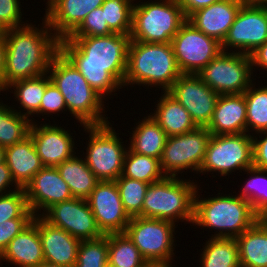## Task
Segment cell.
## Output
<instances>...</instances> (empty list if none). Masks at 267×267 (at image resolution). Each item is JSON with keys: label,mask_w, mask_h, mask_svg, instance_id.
I'll return each instance as SVG.
<instances>
[{"label": "cell", "mask_w": 267, "mask_h": 267, "mask_svg": "<svg viewBox=\"0 0 267 267\" xmlns=\"http://www.w3.org/2000/svg\"><path fill=\"white\" fill-rule=\"evenodd\" d=\"M19 188L20 187L15 183L12 177L11 171L8 168L7 164L5 162L1 163L0 164V195L10 193Z\"/></svg>", "instance_id": "obj_46"}, {"label": "cell", "mask_w": 267, "mask_h": 267, "mask_svg": "<svg viewBox=\"0 0 267 267\" xmlns=\"http://www.w3.org/2000/svg\"><path fill=\"white\" fill-rule=\"evenodd\" d=\"M34 216L28 208L19 218L0 223V255L7 248L9 242L33 221Z\"/></svg>", "instance_id": "obj_43"}, {"label": "cell", "mask_w": 267, "mask_h": 267, "mask_svg": "<svg viewBox=\"0 0 267 267\" xmlns=\"http://www.w3.org/2000/svg\"><path fill=\"white\" fill-rule=\"evenodd\" d=\"M253 69L267 71V40L251 54ZM257 67V68H256ZM261 67V68H260ZM260 68V69H258Z\"/></svg>", "instance_id": "obj_48"}, {"label": "cell", "mask_w": 267, "mask_h": 267, "mask_svg": "<svg viewBox=\"0 0 267 267\" xmlns=\"http://www.w3.org/2000/svg\"><path fill=\"white\" fill-rule=\"evenodd\" d=\"M63 161L56 166L60 176L68 184L74 198L87 200L99 180L89 169L82 154Z\"/></svg>", "instance_id": "obj_29"}, {"label": "cell", "mask_w": 267, "mask_h": 267, "mask_svg": "<svg viewBox=\"0 0 267 267\" xmlns=\"http://www.w3.org/2000/svg\"><path fill=\"white\" fill-rule=\"evenodd\" d=\"M45 90L46 73L37 77L15 81L6 88V93L11 92L13 96H15L13 98L14 101L16 100L17 103H19V106L23 108L22 110H18L14 105L12 107L14 111L27 117L32 123H34L36 121L33 116L35 117V114L40 109V104Z\"/></svg>", "instance_id": "obj_30"}, {"label": "cell", "mask_w": 267, "mask_h": 267, "mask_svg": "<svg viewBox=\"0 0 267 267\" xmlns=\"http://www.w3.org/2000/svg\"><path fill=\"white\" fill-rule=\"evenodd\" d=\"M262 219L267 223V213L262 217Z\"/></svg>", "instance_id": "obj_54"}, {"label": "cell", "mask_w": 267, "mask_h": 267, "mask_svg": "<svg viewBox=\"0 0 267 267\" xmlns=\"http://www.w3.org/2000/svg\"><path fill=\"white\" fill-rule=\"evenodd\" d=\"M67 112L66 103L64 100V96L61 94V92L58 90V88L52 83L50 80V77L48 73H46V90L44 92L40 109L35 114L41 118L42 116H53V114H58L60 112ZM53 113V114H52Z\"/></svg>", "instance_id": "obj_42"}, {"label": "cell", "mask_w": 267, "mask_h": 267, "mask_svg": "<svg viewBox=\"0 0 267 267\" xmlns=\"http://www.w3.org/2000/svg\"><path fill=\"white\" fill-rule=\"evenodd\" d=\"M6 39L5 32L0 30V79L2 80L5 69Z\"/></svg>", "instance_id": "obj_49"}, {"label": "cell", "mask_w": 267, "mask_h": 267, "mask_svg": "<svg viewBox=\"0 0 267 267\" xmlns=\"http://www.w3.org/2000/svg\"><path fill=\"white\" fill-rule=\"evenodd\" d=\"M171 43L131 41L128 50L125 86H154L167 92L180 77ZM134 84V86H133Z\"/></svg>", "instance_id": "obj_5"}, {"label": "cell", "mask_w": 267, "mask_h": 267, "mask_svg": "<svg viewBox=\"0 0 267 267\" xmlns=\"http://www.w3.org/2000/svg\"><path fill=\"white\" fill-rule=\"evenodd\" d=\"M104 0H47L44 17L59 38L68 37Z\"/></svg>", "instance_id": "obj_20"}, {"label": "cell", "mask_w": 267, "mask_h": 267, "mask_svg": "<svg viewBox=\"0 0 267 267\" xmlns=\"http://www.w3.org/2000/svg\"><path fill=\"white\" fill-rule=\"evenodd\" d=\"M181 74H197L221 51V43L186 21L171 41Z\"/></svg>", "instance_id": "obj_14"}, {"label": "cell", "mask_w": 267, "mask_h": 267, "mask_svg": "<svg viewBox=\"0 0 267 267\" xmlns=\"http://www.w3.org/2000/svg\"><path fill=\"white\" fill-rule=\"evenodd\" d=\"M167 93L189 112L198 127L209 125L219 94L197 74H181Z\"/></svg>", "instance_id": "obj_15"}, {"label": "cell", "mask_w": 267, "mask_h": 267, "mask_svg": "<svg viewBox=\"0 0 267 267\" xmlns=\"http://www.w3.org/2000/svg\"><path fill=\"white\" fill-rule=\"evenodd\" d=\"M115 182L123 207L129 217H142L144 197L150 184L124 176H119Z\"/></svg>", "instance_id": "obj_38"}, {"label": "cell", "mask_w": 267, "mask_h": 267, "mask_svg": "<svg viewBox=\"0 0 267 267\" xmlns=\"http://www.w3.org/2000/svg\"><path fill=\"white\" fill-rule=\"evenodd\" d=\"M266 40L267 5L247 0L229 28L221 48L225 52L229 50L250 55Z\"/></svg>", "instance_id": "obj_13"}, {"label": "cell", "mask_w": 267, "mask_h": 267, "mask_svg": "<svg viewBox=\"0 0 267 267\" xmlns=\"http://www.w3.org/2000/svg\"><path fill=\"white\" fill-rule=\"evenodd\" d=\"M21 7L20 0H0V30L5 31L29 22L28 20L26 23L22 21L24 12L21 11Z\"/></svg>", "instance_id": "obj_44"}, {"label": "cell", "mask_w": 267, "mask_h": 267, "mask_svg": "<svg viewBox=\"0 0 267 267\" xmlns=\"http://www.w3.org/2000/svg\"><path fill=\"white\" fill-rule=\"evenodd\" d=\"M113 32L108 27L102 7L95 8L68 37L106 36Z\"/></svg>", "instance_id": "obj_40"}, {"label": "cell", "mask_w": 267, "mask_h": 267, "mask_svg": "<svg viewBox=\"0 0 267 267\" xmlns=\"http://www.w3.org/2000/svg\"><path fill=\"white\" fill-rule=\"evenodd\" d=\"M141 119L129 135L128 148L134 153L161 159L168 136L150 114Z\"/></svg>", "instance_id": "obj_28"}, {"label": "cell", "mask_w": 267, "mask_h": 267, "mask_svg": "<svg viewBox=\"0 0 267 267\" xmlns=\"http://www.w3.org/2000/svg\"><path fill=\"white\" fill-rule=\"evenodd\" d=\"M8 262L17 267H35L45 261L36 216L33 221L16 235L0 255V265Z\"/></svg>", "instance_id": "obj_24"}, {"label": "cell", "mask_w": 267, "mask_h": 267, "mask_svg": "<svg viewBox=\"0 0 267 267\" xmlns=\"http://www.w3.org/2000/svg\"><path fill=\"white\" fill-rule=\"evenodd\" d=\"M247 0H219L210 6L199 9L188 18L196 29L217 39L220 43L226 38L241 6Z\"/></svg>", "instance_id": "obj_22"}, {"label": "cell", "mask_w": 267, "mask_h": 267, "mask_svg": "<svg viewBox=\"0 0 267 267\" xmlns=\"http://www.w3.org/2000/svg\"><path fill=\"white\" fill-rule=\"evenodd\" d=\"M157 101L150 115L167 136L185 134L198 127L189 112L167 92H163Z\"/></svg>", "instance_id": "obj_26"}, {"label": "cell", "mask_w": 267, "mask_h": 267, "mask_svg": "<svg viewBox=\"0 0 267 267\" xmlns=\"http://www.w3.org/2000/svg\"><path fill=\"white\" fill-rule=\"evenodd\" d=\"M50 80L64 96L68 114L81 127L109 123L104 98L86 81L79 70L59 51L47 71Z\"/></svg>", "instance_id": "obj_3"}, {"label": "cell", "mask_w": 267, "mask_h": 267, "mask_svg": "<svg viewBox=\"0 0 267 267\" xmlns=\"http://www.w3.org/2000/svg\"><path fill=\"white\" fill-rule=\"evenodd\" d=\"M44 260L60 266L75 267L80 240L60 227L51 225L42 216H36Z\"/></svg>", "instance_id": "obj_21"}, {"label": "cell", "mask_w": 267, "mask_h": 267, "mask_svg": "<svg viewBox=\"0 0 267 267\" xmlns=\"http://www.w3.org/2000/svg\"><path fill=\"white\" fill-rule=\"evenodd\" d=\"M211 133L206 127L181 135L168 136L160 159L161 170L168 177H178L185 172L196 174L205 158Z\"/></svg>", "instance_id": "obj_12"}, {"label": "cell", "mask_w": 267, "mask_h": 267, "mask_svg": "<svg viewBox=\"0 0 267 267\" xmlns=\"http://www.w3.org/2000/svg\"><path fill=\"white\" fill-rule=\"evenodd\" d=\"M254 72L250 55L221 51L197 75L219 95H231L244 93L256 80Z\"/></svg>", "instance_id": "obj_11"}, {"label": "cell", "mask_w": 267, "mask_h": 267, "mask_svg": "<svg viewBox=\"0 0 267 267\" xmlns=\"http://www.w3.org/2000/svg\"><path fill=\"white\" fill-rule=\"evenodd\" d=\"M108 234L80 241L75 267H108Z\"/></svg>", "instance_id": "obj_39"}, {"label": "cell", "mask_w": 267, "mask_h": 267, "mask_svg": "<svg viewBox=\"0 0 267 267\" xmlns=\"http://www.w3.org/2000/svg\"><path fill=\"white\" fill-rule=\"evenodd\" d=\"M255 86L256 82L244 92L247 133L251 135L267 130V84L263 87L257 86L258 88Z\"/></svg>", "instance_id": "obj_36"}, {"label": "cell", "mask_w": 267, "mask_h": 267, "mask_svg": "<svg viewBox=\"0 0 267 267\" xmlns=\"http://www.w3.org/2000/svg\"><path fill=\"white\" fill-rule=\"evenodd\" d=\"M203 244L199 267H241L235 238H209Z\"/></svg>", "instance_id": "obj_31"}, {"label": "cell", "mask_w": 267, "mask_h": 267, "mask_svg": "<svg viewBox=\"0 0 267 267\" xmlns=\"http://www.w3.org/2000/svg\"><path fill=\"white\" fill-rule=\"evenodd\" d=\"M5 91H6V89H5V87L2 85V82H1V79H0V95H2L1 92L4 93Z\"/></svg>", "instance_id": "obj_53"}, {"label": "cell", "mask_w": 267, "mask_h": 267, "mask_svg": "<svg viewBox=\"0 0 267 267\" xmlns=\"http://www.w3.org/2000/svg\"><path fill=\"white\" fill-rule=\"evenodd\" d=\"M108 267H147L148 262L125 233L108 234Z\"/></svg>", "instance_id": "obj_32"}, {"label": "cell", "mask_w": 267, "mask_h": 267, "mask_svg": "<svg viewBox=\"0 0 267 267\" xmlns=\"http://www.w3.org/2000/svg\"><path fill=\"white\" fill-rule=\"evenodd\" d=\"M135 0H104L101 5L105 20L113 33L130 34ZM137 1V0H136Z\"/></svg>", "instance_id": "obj_37"}, {"label": "cell", "mask_w": 267, "mask_h": 267, "mask_svg": "<svg viewBox=\"0 0 267 267\" xmlns=\"http://www.w3.org/2000/svg\"><path fill=\"white\" fill-rule=\"evenodd\" d=\"M87 137L83 157L89 169L99 181H116L122 175L128 146L119 137L111 123L84 126ZM123 141V142H122ZM126 146V147H125Z\"/></svg>", "instance_id": "obj_8"}, {"label": "cell", "mask_w": 267, "mask_h": 267, "mask_svg": "<svg viewBox=\"0 0 267 267\" xmlns=\"http://www.w3.org/2000/svg\"><path fill=\"white\" fill-rule=\"evenodd\" d=\"M235 239L241 267H267V223L262 218Z\"/></svg>", "instance_id": "obj_27"}, {"label": "cell", "mask_w": 267, "mask_h": 267, "mask_svg": "<svg viewBox=\"0 0 267 267\" xmlns=\"http://www.w3.org/2000/svg\"><path fill=\"white\" fill-rule=\"evenodd\" d=\"M176 226L178 225L167 220L138 216L130 219L124 233L148 264L174 266L171 260L176 257Z\"/></svg>", "instance_id": "obj_9"}, {"label": "cell", "mask_w": 267, "mask_h": 267, "mask_svg": "<svg viewBox=\"0 0 267 267\" xmlns=\"http://www.w3.org/2000/svg\"><path fill=\"white\" fill-rule=\"evenodd\" d=\"M199 190L201 191L200 185L194 197L192 225L202 227L203 232L206 228L209 231L214 230L210 238H236L260 219L252 210L250 203L240 196L232 195V193L222 196V193L218 191L216 194L218 196L209 197L208 195L205 198L201 194L203 192Z\"/></svg>", "instance_id": "obj_4"}, {"label": "cell", "mask_w": 267, "mask_h": 267, "mask_svg": "<svg viewBox=\"0 0 267 267\" xmlns=\"http://www.w3.org/2000/svg\"><path fill=\"white\" fill-rule=\"evenodd\" d=\"M256 134L252 135L253 166L267 170V130Z\"/></svg>", "instance_id": "obj_45"}, {"label": "cell", "mask_w": 267, "mask_h": 267, "mask_svg": "<svg viewBox=\"0 0 267 267\" xmlns=\"http://www.w3.org/2000/svg\"><path fill=\"white\" fill-rule=\"evenodd\" d=\"M5 162V148L0 146V164Z\"/></svg>", "instance_id": "obj_51"}, {"label": "cell", "mask_w": 267, "mask_h": 267, "mask_svg": "<svg viewBox=\"0 0 267 267\" xmlns=\"http://www.w3.org/2000/svg\"><path fill=\"white\" fill-rule=\"evenodd\" d=\"M253 166L252 135L248 133L211 135L198 174L225 177Z\"/></svg>", "instance_id": "obj_10"}, {"label": "cell", "mask_w": 267, "mask_h": 267, "mask_svg": "<svg viewBox=\"0 0 267 267\" xmlns=\"http://www.w3.org/2000/svg\"><path fill=\"white\" fill-rule=\"evenodd\" d=\"M133 5L131 41L171 43L187 21L176 0H149Z\"/></svg>", "instance_id": "obj_7"}, {"label": "cell", "mask_w": 267, "mask_h": 267, "mask_svg": "<svg viewBox=\"0 0 267 267\" xmlns=\"http://www.w3.org/2000/svg\"><path fill=\"white\" fill-rule=\"evenodd\" d=\"M70 132L55 122L54 125L46 122L31 124L29 136L43 166L56 167L76 154L75 136Z\"/></svg>", "instance_id": "obj_18"}, {"label": "cell", "mask_w": 267, "mask_h": 267, "mask_svg": "<svg viewBox=\"0 0 267 267\" xmlns=\"http://www.w3.org/2000/svg\"><path fill=\"white\" fill-rule=\"evenodd\" d=\"M28 209L24 188L0 195V223L19 218Z\"/></svg>", "instance_id": "obj_41"}, {"label": "cell", "mask_w": 267, "mask_h": 267, "mask_svg": "<svg viewBox=\"0 0 267 267\" xmlns=\"http://www.w3.org/2000/svg\"><path fill=\"white\" fill-rule=\"evenodd\" d=\"M24 190L28 208L35 216H41L56 203L73 198L68 184L56 167L44 166L33 176Z\"/></svg>", "instance_id": "obj_19"}, {"label": "cell", "mask_w": 267, "mask_h": 267, "mask_svg": "<svg viewBox=\"0 0 267 267\" xmlns=\"http://www.w3.org/2000/svg\"><path fill=\"white\" fill-rule=\"evenodd\" d=\"M156 267H173V266H156Z\"/></svg>", "instance_id": "obj_56"}, {"label": "cell", "mask_w": 267, "mask_h": 267, "mask_svg": "<svg viewBox=\"0 0 267 267\" xmlns=\"http://www.w3.org/2000/svg\"><path fill=\"white\" fill-rule=\"evenodd\" d=\"M250 1L256 2V3H259V4L267 5V0H250Z\"/></svg>", "instance_id": "obj_52"}, {"label": "cell", "mask_w": 267, "mask_h": 267, "mask_svg": "<svg viewBox=\"0 0 267 267\" xmlns=\"http://www.w3.org/2000/svg\"><path fill=\"white\" fill-rule=\"evenodd\" d=\"M130 43V34L66 37L60 39L59 51L106 100L123 88Z\"/></svg>", "instance_id": "obj_1"}, {"label": "cell", "mask_w": 267, "mask_h": 267, "mask_svg": "<svg viewBox=\"0 0 267 267\" xmlns=\"http://www.w3.org/2000/svg\"><path fill=\"white\" fill-rule=\"evenodd\" d=\"M0 100V146L3 148L23 141L29 136L31 120L14 111Z\"/></svg>", "instance_id": "obj_33"}, {"label": "cell", "mask_w": 267, "mask_h": 267, "mask_svg": "<svg viewBox=\"0 0 267 267\" xmlns=\"http://www.w3.org/2000/svg\"><path fill=\"white\" fill-rule=\"evenodd\" d=\"M179 177L181 176H166L148 186L142 207V217L167 220L174 224L193 223L194 197L198 184L196 179L194 182V179L187 180Z\"/></svg>", "instance_id": "obj_6"}, {"label": "cell", "mask_w": 267, "mask_h": 267, "mask_svg": "<svg viewBox=\"0 0 267 267\" xmlns=\"http://www.w3.org/2000/svg\"><path fill=\"white\" fill-rule=\"evenodd\" d=\"M147 267H156V266L149 264Z\"/></svg>", "instance_id": "obj_55"}, {"label": "cell", "mask_w": 267, "mask_h": 267, "mask_svg": "<svg viewBox=\"0 0 267 267\" xmlns=\"http://www.w3.org/2000/svg\"><path fill=\"white\" fill-rule=\"evenodd\" d=\"M211 135L247 133V108L244 93L219 95L211 122Z\"/></svg>", "instance_id": "obj_23"}, {"label": "cell", "mask_w": 267, "mask_h": 267, "mask_svg": "<svg viewBox=\"0 0 267 267\" xmlns=\"http://www.w3.org/2000/svg\"><path fill=\"white\" fill-rule=\"evenodd\" d=\"M35 267H66V266H60V265H56V264H53V263H49V262L43 261L40 264H38L37 266H35Z\"/></svg>", "instance_id": "obj_50"}, {"label": "cell", "mask_w": 267, "mask_h": 267, "mask_svg": "<svg viewBox=\"0 0 267 267\" xmlns=\"http://www.w3.org/2000/svg\"><path fill=\"white\" fill-rule=\"evenodd\" d=\"M243 172L250 178L244 182L241 191H238L240 193L235 194L247 200L252 210L262 218L267 213V170L252 166Z\"/></svg>", "instance_id": "obj_35"}, {"label": "cell", "mask_w": 267, "mask_h": 267, "mask_svg": "<svg viewBox=\"0 0 267 267\" xmlns=\"http://www.w3.org/2000/svg\"><path fill=\"white\" fill-rule=\"evenodd\" d=\"M145 183H155L166 176L161 170L160 159L132 152H126L122 175Z\"/></svg>", "instance_id": "obj_34"}, {"label": "cell", "mask_w": 267, "mask_h": 267, "mask_svg": "<svg viewBox=\"0 0 267 267\" xmlns=\"http://www.w3.org/2000/svg\"><path fill=\"white\" fill-rule=\"evenodd\" d=\"M183 9L184 15L188 18L192 13L199 9L205 8L214 4L219 0H176Z\"/></svg>", "instance_id": "obj_47"}, {"label": "cell", "mask_w": 267, "mask_h": 267, "mask_svg": "<svg viewBox=\"0 0 267 267\" xmlns=\"http://www.w3.org/2000/svg\"><path fill=\"white\" fill-rule=\"evenodd\" d=\"M5 163L20 188H25L33 176L44 167L30 136L5 148Z\"/></svg>", "instance_id": "obj_25"}, {"label": "cell", "mask_w": 267, "mask_h": 267, "mask_svg": "<svg viewBox=\"0 0 267 267\" xmlns=\"http://www.w3.org/2000/svg\"><path fill=\"white\" fill-rule=\"evenodd\" d=\"M42 26L33 23L5 30V69L1 80L5 89L13 82L47 73L53 57L59 52L60 39L45 17Z\"/></svg>", "instance_id": "obj_2"}, {"label": "cell", "mask_w": 267, "mask_h": 267, "mask_svg": "<svg viewBox=\"0 0 267 267\" xmlns=\"http://www.w3.org/2000/svg\"><path fill=\"white\" fill-rule=\"evenodd\" d=\"M87 202L104 235L124 233L131 218L123 207L115 181H99Z\"/></svg>", "instance_id": "obj_17"}, {"label": "cell", "mask_w": 267, "mask_h": 267, "mask_svg": "<svg viewBox=\"0 0 267 267\" xmlns=\"http://www.w3.org/2000/svg\"><path fill=\"white\" fill-rule=\"evenodd\" d=\"M48 223L83 240H92L104 234L98 228L87 200L72 198L56 203L41 215Z\"/></svg>", "instance_id": "obj_16"}]
</instances>
